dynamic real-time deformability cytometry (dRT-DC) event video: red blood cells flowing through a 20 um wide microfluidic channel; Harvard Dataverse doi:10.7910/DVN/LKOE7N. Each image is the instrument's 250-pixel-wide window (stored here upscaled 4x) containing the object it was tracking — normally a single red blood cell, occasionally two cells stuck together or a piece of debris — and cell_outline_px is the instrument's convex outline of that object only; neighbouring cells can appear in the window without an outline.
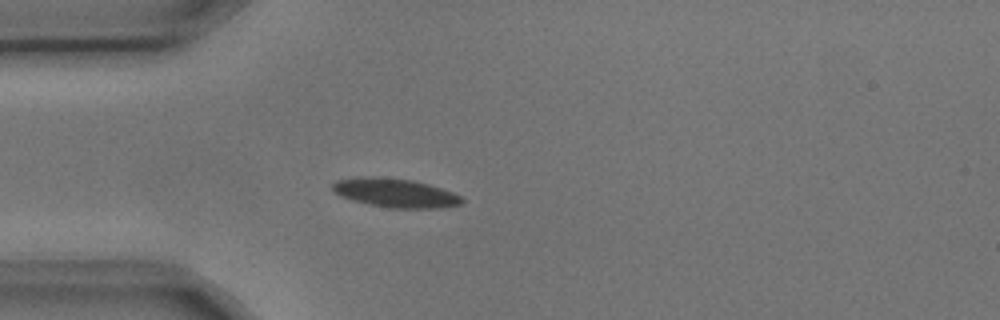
{"species": "common noctule bat (a hibernating species)", "species_latin": "Nyctalus noctula", "temperature_condition": "cold", "stored_images_in_passage": 3, "camera_frame_rate_fps": 3000, "um_per_image_px": 0.085, "animal": {"sex": "male", "body_mass_g": 17.9, "forearm_length_mm": 54.2}, "frame": {"image": 1, "passage_image": 3, "time_ms": 0.667, "image_size_px": [1000, 320], "cell_outline_px": [[464, 204], [440, 208], [388, 208], [368, 204], [352, 200], [340, 196], [332, 188], [332, 184], [336, 180], [360, 176], [380, 176], [412, 180], [428, 184], [452, 192], [460, 196], [464, 200]], "centroid_in_image_um": [33.59, 16.39], "position_along_channel_um": 51.4, "area_um2": 21.96}}